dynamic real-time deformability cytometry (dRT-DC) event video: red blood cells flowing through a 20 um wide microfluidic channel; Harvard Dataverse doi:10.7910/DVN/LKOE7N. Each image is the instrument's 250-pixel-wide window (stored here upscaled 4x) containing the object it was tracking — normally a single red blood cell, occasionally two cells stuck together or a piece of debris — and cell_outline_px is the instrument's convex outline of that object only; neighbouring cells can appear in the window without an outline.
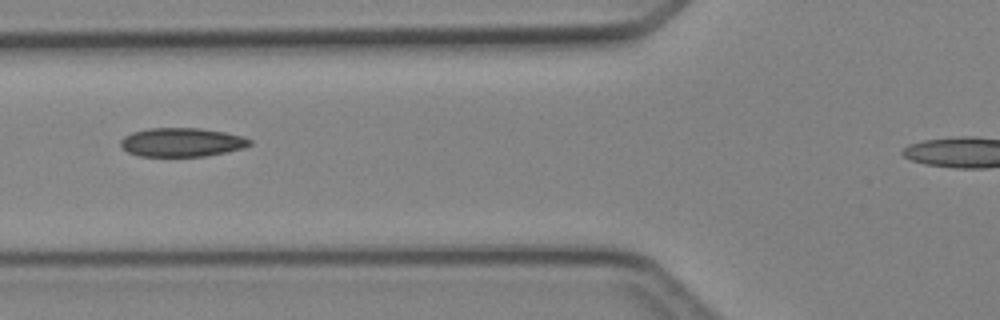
{"species": "Egyptian fruit bat (a non-hibernating species)", "species_latin": "Rousettus aegyptiacus", "temperature_condition": "cold", "stored_images_in_passage": 7, "camera_frame_rate_fps": 3000, "um_per_image_px": 0.085, "animal": {"sex": "female"}, "frame": {"image": 1, "passage_image": 6, "time_ms": 5.667, "image_size_px": [1000, 320], "cell_outline_px": [[252, 144], [244, 148], [208, 156], [140, 156], [128, 152], [120, 144], [120, 140], [124, 136], [132, 132], [148, 128], [200, 128], [224, 132], [244, 136], [252, 140]], "centroid_in_image_um": [15.48, 12.09], "position_along_channel_um": 110.3, "area_um2": 21.79}}
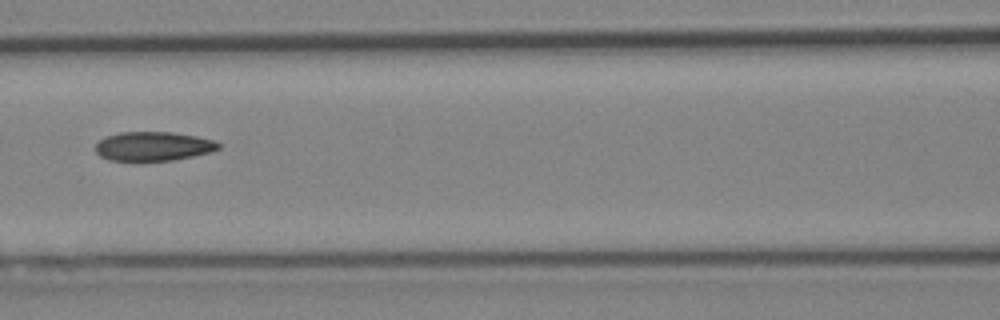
{"frame": {"image": 2, "passage_image": 7, "time_ms": 6.667, "image_size_px": [1000, 320], "cell_outline_px": [[220, 148], [212, 152], [172, 160], [108, 160], [100, 156], [96, 152], [96, 144], [100, 140], [108, 136], [120, 132], [172, 132], [196, 136], [216, 140], [220, 144]], "centroid_in_image_um": [13.06, 12.42], "position_along_channel_um": 153.5, "area_um2": 20.75}}